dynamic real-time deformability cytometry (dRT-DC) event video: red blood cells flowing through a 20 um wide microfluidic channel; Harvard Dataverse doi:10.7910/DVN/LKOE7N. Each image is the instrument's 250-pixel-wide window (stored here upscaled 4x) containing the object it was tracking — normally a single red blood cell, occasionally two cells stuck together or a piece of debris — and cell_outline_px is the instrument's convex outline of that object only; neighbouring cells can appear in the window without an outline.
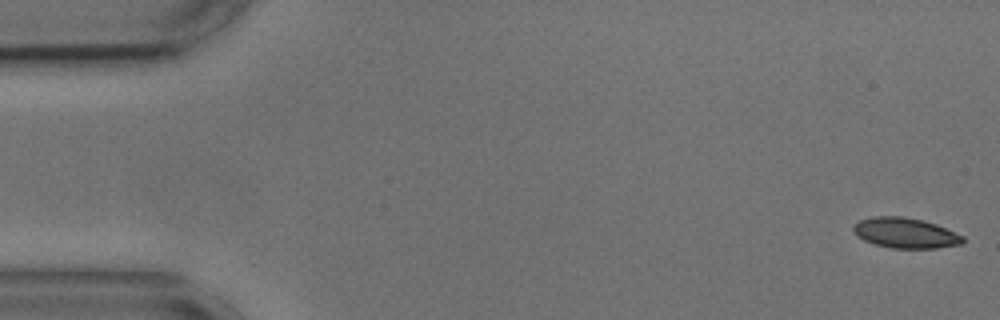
{"species": "common noctule bat (a hibernating species)", "species_latin": "Nyctalus noctula", "temperature_condition": "cold", "stored_images_in_passage": 8, "camera_frame_rate_fps": 3000, "um_per_image_px": 0.085, "animal": {"sex": "male", "body_mass_g": 17.9, "forearm_length_mm": 54.2}, "frame": {"image": 1, "passage_image": 1, "time_ms": 0.0, "image_size_px": [1000, 320], "cell_outline_px": [[964, 244], [936, 248], [892, 248], [876, 244], [864, 240], [856, 236], [852, 232], [852, 224], [860, 220], [872, 216], [904, 216], [924, 220], [936, 224], [964, 236]], "centroid_in_image_um": [76.94, 19.79], "position_along_channel_um": 8.1, "area_um2": 19.59}}